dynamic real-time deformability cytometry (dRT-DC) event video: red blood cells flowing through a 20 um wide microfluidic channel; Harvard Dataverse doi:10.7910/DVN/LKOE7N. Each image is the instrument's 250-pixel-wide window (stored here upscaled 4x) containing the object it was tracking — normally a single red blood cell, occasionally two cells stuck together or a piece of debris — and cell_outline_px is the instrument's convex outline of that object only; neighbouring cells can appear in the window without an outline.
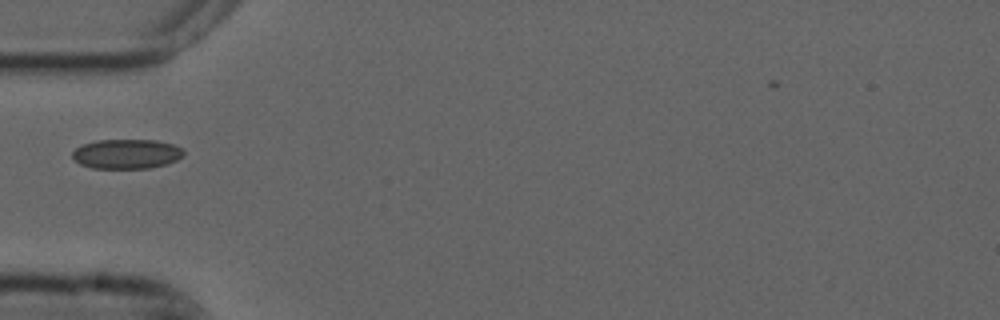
{"species": "common noctule bat (a hibernating species)", "species_latin": "Nyctalus noctula", "temperature_condition": "cold", "stored_images_in_passage": 36, "camera_frame_rate_fps": 3000, "um_per_image_px": 0.085, "animal": {"sex": "male", "forearm_length_mm": 52.5}, "frame": {"image": 1, "passage_image": 1, "time_ms": 0.0, "image_size_px": [1000, 320], "cell_outline_px": [[184, 156], [168, 164], [152, 168], [92, 168], [80, 164], [72, 160], [72, 152], [80, 144], [96, 140], [156, 140], [172, 144], [180, 148], [184, 152]], "centroid_in_image_um": [10.73, 13.08], "position_along_channel_um": 74.3, "area_um2": 19.42}}
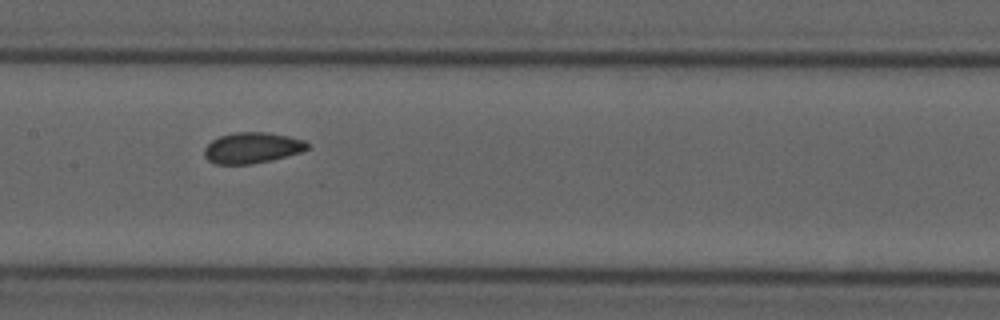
{"frame": {"image": 2, "passage_image": 10, "time_ms": 3.0, "image_size_px": [1000, 320], "cell_outline_px": [[312, 148], [300, 152], [272, 160], [252, 164], [216, 164], [208, 160], [204, 156], [204, 148], [212, 140], [220, 136], [236, 132], [268, 132], [288, 136], [304, 140]], "centroid_in_image_um": [21.44, 12.56], "position_along_channel_um": 186.0, "area_um2": 18.61}}
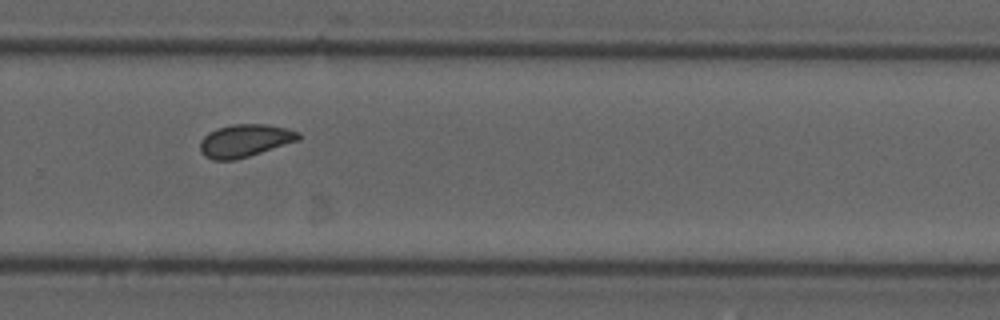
{"frame": {"image": 3, "passage_image": 20, "time_ms": 6.333, "image_size_px": [1000, 320], "cell_outline_px": [[300, 140], [236, 160], [212, 160], [204, 156], [200, 152], [200, 140], [208, 132], [216, 128], [232, 124], [268, 124], [288, 128], [300, 132]], "centroid_in_image_um": [20.81, 11.95], "position_along_channel_um": 309.0, "area_um2": 19.02}}